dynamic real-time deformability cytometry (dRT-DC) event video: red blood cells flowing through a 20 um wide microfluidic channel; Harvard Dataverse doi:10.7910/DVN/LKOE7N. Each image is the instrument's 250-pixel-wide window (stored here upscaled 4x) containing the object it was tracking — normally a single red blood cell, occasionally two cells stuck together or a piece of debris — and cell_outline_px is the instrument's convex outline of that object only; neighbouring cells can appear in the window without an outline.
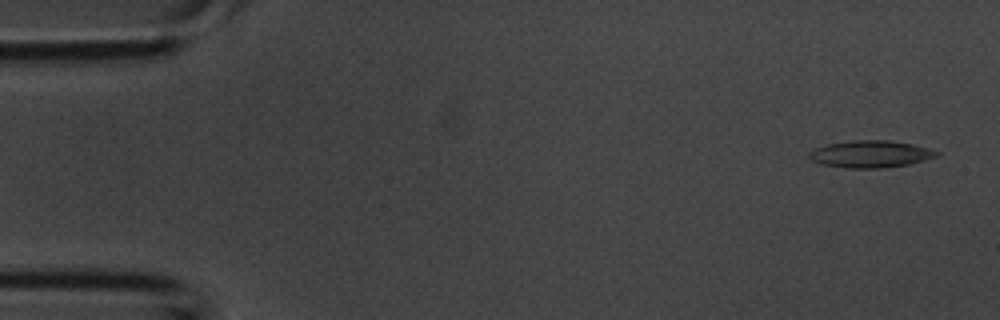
{"species": "common noctule bat (a hibernating species)", "species_latin": "Nyctalus noctula", "temperature_condition": "room temperature", "stored_images_in_passage": 4, "camera_frame_rate_fps": 3000, "um_per_image_px": 0.085, "animal": {"sex": "male", "body_mass_g": 20.1, "forearm_length_mm": 53.5}, "frame": {"image": 1, "passage_image": 1, "time_ms": 0.0, "image_size_px": [1000, 320], "cell_outline_px": [[940, 156], [908, 164], [880, 168], [848, 168], [824, 164], [812, 160], [808, 156], [808, 152], [816, 148], [828, 144], [852, 140], [888, 140], [912, 144], [940, 152]], "centroid_in_image_um": [74.01, 13.09], "position_along_channel_um": 11.0, "area_um2": 19.88}}
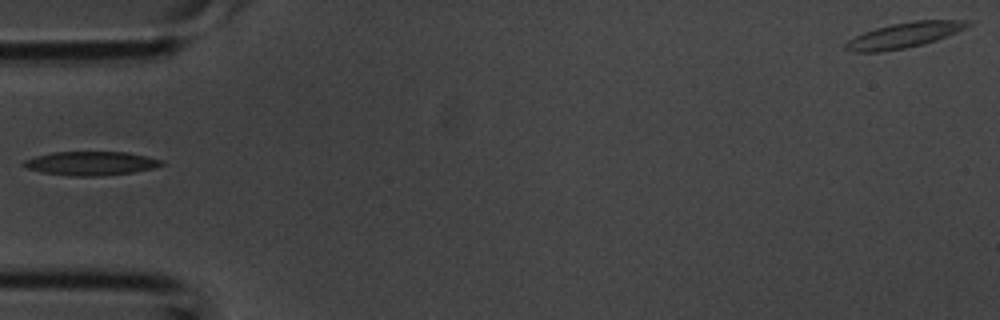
{"frame": {"image": 2, "passage_image": 4, "time_ms": 1.0, "image_size_px": [1000, 320], "cell_outline_px": [[164, 164], [152, 168], [132, 172], [100, 176], [68, 176], [44, 172], [28, 168], [20, 164], [24, 160], [36, 156], [52, 152], [128, 152], [164, 160]], "centroid_in_image_um": [7.73, 13.88], "position_along_channel_um": 77.3, "area_um2": 19.07}}